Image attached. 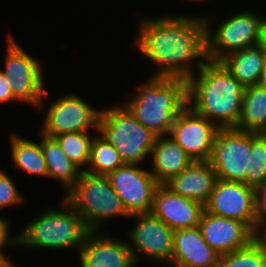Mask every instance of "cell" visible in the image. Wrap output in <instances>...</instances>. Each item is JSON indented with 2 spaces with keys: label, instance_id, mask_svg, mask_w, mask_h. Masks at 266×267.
I'll list each match as a JSON object with an SVG mask.
<instances>
[{
  "label": "cell",
  "instance_id": "52a82bcc",
  "mask_svg": "<svg viewBox=\"0 0 266 267\" xmlns=\"http://www.w3.org/2000/svg\"><path fill=\"white\" fill-rule=\"evenodd\" d=\"M204 20L207 27V56L215 62H220L228 54L259 45L265 22L256 13L244 11L229 17L213 33L209 29V19L205 17Z\"/></svg>",
  "mask_w": 266,
  "mask_h": 267
},
{
  "label": "cell",
  "instance_id": "9c48e42d",
  "mask_svg": "<svg viewBox=\"0 0 266 267\" xmlns=\"http://www.w3.org/2000/svg\"><path fill=\"white\" fill-rule=\"evenodd\" d=\"M251 154V132L219 129L210 162L219 180L245 183Z\"/></svg>",
  "mask_w": 266,
  "mask_h": 267
},
{
  "label": "cell",
  "instance_id": "d4e9b609",
  "mask_svg": "<svg viewBox=\"0 0 266 267\" xmlns=\"http://www.w3.org/2000/svg\"><path fill=\"white\" fill-rule=\"evenodd\" d=\"M125 163L120 157V154L104 137L101 135L94 136L91 144L89 169L84 170L92 175H104L124 165ZM90 170V171H89Z\"/></svg>",
  "mask_w": 266,
  "mask_h": 267
},
{
  "label": "cell",
  "instance_id": "44dd1931",
  "mask_svg": "<svg viewBox=\"0 0 266 267\" xmlns=\"http://www.w3.org/2000/svg\"><path fill=\"white\" fill-rule=\"evenodd\" d=\"M220 62L244 87H248L258 84L266 55L259 44L228 54Z\"/></svg>",
  "mask_w": 266,
  "mask_h": 267
},
{
  "label": "cell",
  "instance_id": "2e32d148",
  "mask_svg": "<svg viewBox=\"0 0 266 267\" xmlns=\"http://www.w3.org/2000/svg\"><path fill=\"white\" fill-rule=\"evenodd\" d=\"M100 231H90L79 248L82 267H133L136 261L128 243Z\"/></svg>",
  "mask_w": 266,
  "mask_h": 267
},
{
  "label": "cell",
  "instance_id": "7402d4cb",
  "mask_svg": "<svg viewBox=\"0 0 266 267\" xmlns=\"http://www.w3.org/2000/svg\"><path fill=\"white\" fill-rule=\"evenodd\" d=\"M41 136V149L46 161L48 177L60 181L67 193L79 179L82 171L66 156L54 138Z\"/></svg>",
  "mask_w": 266,
  "mask_h": 267
},
{
  "label": "cell",
  "instance_id": "83f0119b",
  "mask_svg": "<svg viewBox=\"0 0 266 267\" xmlns=\"http://www.w3.org/2000/svg\"><path fill=\"white\" fill-rule=\"evenodd\" d=\"M266 183V133L251 132V154L245 184L252 188Z\"/></svg>",
  "mask_w": 266,
  "mask_h": 267
},
{
  "label": "cell",
  "instance_id": "5b68a950",
  "mask_svg": "<svg viewBox=\"0 0 266 267\" xmlns=\"http://www.w3.org/2000/svg\"><path fill=\"white\" fill-rule=\"evenodd\" d=\"M64 199L81 215L90 231H100L99 225L108 218L131 217L104 175L82 171Z\"/></svg>",
  "mask_w": 266,
  "mask_h": 267
},
{
  "label": "cell",
  "instance_id": "4316f807",
  "mask_svg": "<svg viewBox=\"0 0 266 267\" xmlns=\"http://www.w3.org/2000/svg\"><path fill=\"white\" fill-rule=\"evenodd\" d=\"M90 131L64 133L53 138L58 142L66 156L81 170V166L89 164L91 144L94 137Z\"/></svg>",
  "mask_w": 266,
  "mask_h": 267
},
{
  "label": "cell",
  "instance_id": "836d02e7",
  "mask_svg": "<svg viewBox=\"0 0 266 267\" xmlns=\"http://www.w3.org/2000/svg\"><path fill=\"white\" fill-rule=\"evenodd\" d=\"M257 85L266 90V64L261 72L260 80Z\"/></svg>",
  "mask_w": 266,
  "mask_h": 267
},
{
  "label": "cell",
  "instance_id": "e0dca14e",
  "mask_svg": "<svg viewBox=\"0 0 266 267\" xmlns=\"http://www.w3.org/2000/svg\"><path fill=\"white\" fill-rule=\"evenodd\" d=\"M205 206L171 192L160 184L154 193L151 213L174 231L198 227Z\"/></svg>",
  "mask_w": 266,
  "mask_h": 267
},
{
  "label": "cell",
  "instance_id": "484cf974",
  "mask_svg": "<svg viewBox=\"0 0 266 267\" xmlns=\"http://www.w3.org/2000/svg\"><path fill=\"white\" fill-rule=\"evenodd\" d=\"M217 267H266V235H259L244 248L220 255Z\"/></svg>",
  "mask_w": 266,
  "mask_h": 267
},
{
  "label": "cell",
  "instance_id": "6da1fadb",
  "mask_svg": "<svg viewBox=\"0 0 266 267\" xmlns=\"http://www.w3.org/2000/svg\"><path fill=\"white\" fill-rule=\"evenodd\" d=\"M135 40L136 48L158 66L152 77L188 80L200 69L207 56V27L204 17L167 16L142 19Z\"/></svg>",
  "mask_w": 266,
  "mask_h": 267
},
{
  "label": "cell",
  "instance_id": "f546056e",
  "mask_svg": "<svg viewBox=\"0 0 266 267\" xmlns=\"http://www.w3.org/2000/svg\"><path fill=\"white\" fill-rule=\"evenodd\" d=\"M255 213L257 217V235H266V183L255 188Z\"/></svg>",
  "mask_w": 266,
  "mask_h": 267
},
{
  "label": "cell",
  "instance_id": "cb8c5ba5",
  "mask_svg": "<svg viewBox=\"0 0 266 267\" xmlns=\"http://www.w3.org/2000/svg\"><path fill=\"white\" fill-rule=\"evenodd\" d=\"M11 156L15 166L23 172L32 175L48 177V170L40 143L26 140L21 136L10 133Z\"/></svg>",
  "mask_w": 266,
  "mask_h": 267
},
{
  "label": "cell",
  "instance_id": "9a60e30c",
  "mask_svg": "<svg viewBox=\"0 0 266 267\" xmlns=\"http://www.w3.org/2000/svg\"><path fill=\"white\" fill-rule=\"evenodd\" d=\"M198 227L204 240L219 255L244 248L258 237L246 223L213 215L206 210Z\"/></svg>",
  "mask_w": 266,
  "mask_h": 267
},
{
  "label": "cell",
  "instance_id": "277c9868",
  "mask_svg": "<svg viewBox=\"0 0 266 267\" xmlns=\"http://www.w3.org/2000/svg\"><path fill=\"white\" fill-rule=\"evenodd\" d=\"M60 211L46 208L19 235V246L64 249L81 247L90 229L81 215L64 199Z\"/></svg>",
  "mask_w": 266,
  "mask_h": 267
},
{
  "label": "cell",
  "instance_id": "d6986e66",
  "mask_svg": "<svg viewBox=\"0 0 266 267\" xmlns=\"http://www.w3.org/2000/svg\"><path fill=\"white\" fill-rule=\"evenodd\" d=\"M219 258L204 240L199 227L174 231L172 267H217Z\"/></svg>",
  "mask_w": 266,
  "mask_h": 267
},
{
  "label": "cell",
  "instance_id": "30bf717a",
  "mask_svg": "<svg viewBox=\"0 0 266 267\" xmlns=\"http://www.w3.org/2000/svg\"><path fill=\"white\" fill-rule=\"evenodd\" d=\"M101 110L91 108L81 97L74 94L61 96L51 102L39 135L53 138L64 133L89 131L98 132Z\"/></svg>",
  "mask_w": 266,
  "mask_h": 267
},
{
  "label": "cell",
  "instance_id": "ac0fdd59",
  "mask_svg": "<svg viewBox=\"0 0 266 267\" xmlns=\"http://www.w3.org/2000/svg\"><path fill=\"white\" fill-rule=\"evenodd\" d=\"M217 180V174L209 160H196L181 174L170 178L163 185L171 192L205 206Z\"/></svg>",
  "mask_w": 266,
  "mask_h": 267
},
{
  "label": "cell",
  "instance_id": "ba28073f",
  "mask_svg": "<svg viewBox=\"0 0 266 267\" xmlns=\"http://www.w3.org/2000/svg\"><path fill=\"white\" fill-rule=\"evenodd\" d=\"M5 70H1L17 101L41 107L47 91L44 89L43 70L39 60L30 56L14 38L8 37ZM40 106V107H39Z\"/></svg>",
  "mask_w": 266,
  "mask_h": 267
},
{
  "label": "cell",
  "instance_id": "5bb4252c",
  "mask_svg": "<svg viewBox=\"0 0 266 267\" xmlns=\"http://www.w3.org/2000/svg\"><path fill=\"white\" fill-rule=\"evenodd\" d=\"M219 128L188 105L175 118L170 136L194 160H210Z\"/></svg>",
  "mask_w": 266,
  "mask_h": 267
},
{
  "label": "cell",
  "instance_id": "f1b7e54d",
  "mask_svg": "<svg viewBox=\"0 0 266 267\" xmlns=\"http://www.w3.org/2000/svg\"><path fill=\"white\" fill-rule=\"evenodd\" d=\"M23 197L12 179L0 169V208L23 203Z\"/></svg>",
  "mask_w": 266,
  "mask_h": 267
},
{
  "label": "cell",
  "instance_id": "603a6c76",
  "mask_svg": "<svg viewBox=\"0 0 266 267\" xmlns=\"http://www.w3.org/2000/svg\"><path fill=\"white\" fill-rule=\"evenodd\" d=\"M236 129L266 133V90L258 85L245 87L241 117Z\"/></svg>",
  "mask_w": 266,
  "mask_h": 267
},
{
  "label": "cell",
  "instance_id": "7a4b0ae2",
  "mask_svg": "<svg viewBox=\"0 0 266 267\" xmlns=\"http://www.w3.org/2000/svg\"><path fill=\"white\" fill-rule=\"evenodd\" d=\"M244 91L221 62L208 60L198 69V76L194 73L187 80V105L219 129L236 128Z\"/></svg>",
  "mask_w": 266,
  "mask_h": 267
},
{
  "label": "cell",
  "instance_id": "d6a6232c",
  "mask_svg": "<svg viewBox=\"0 0 266 267\" xmlns=\"http://www.w3.org/2000/svg\"><path fill=\"white\" fill-rule=\"evenodd\" d=\"M0 248V267H16L14 264L3 254Z\"/></svg>",
  "mask_w": 266,
  "mask_h": 267
},
{
  "label": "cell",
  "instance_id": "1f68e13d",
  "mask_svg": "<svg viewBox=\"0 0 266 267\" xmlns=\"http://www.w3.org/2000/svg\"><path fill=\"white\" fill-rule=\"evenodd\" d=\"M14 100L17 101L12 95V91L5 78V75L0 70V103L14 101Z\"/></svg>",
  "mask_w": 266,
  "mask_h": 267
},
{
  "label": "cell",
  "instance_id": "3957f363",
  "mask_svg": "<svg viewBox=\"0 0 266 267\" xmlns=\"http://www.w3.org/2000/svg\"><path fill=\"white\" fill-rule=\"evenodd\" d=\"M124 105L157 136L170 135L175 118L187 106V81L151 77Z\"/></svg>",
  "mask_w": 266,
  "mask_h": 267
},
{
  "label": "cell",
  "instance_id": "8992f818",
  "mask_svg": "<svg viewBox=\"0 0 266 267\" xmlns=\"http://www.w3.org/2000/svg\"><path fill=\"white\" fill-rule=\"evenodd\" d=\"M98 133L115 147L123 162L128 164H138L150 155L157 138L124 104L101 109Z\"/></svg>",
  "mask_w": 266,
  "mask_h": 267
},
{
  "label": "cell",
  "instance_id": "7c38bea8",
  "mask_svg": "<svg viewBox=\"0 0 266 267\" xmlns=\"http://www.w3.org/2000/svg\"><path fill=\"white\" fill-rule=\"evenodd\" d=\"M130 218L137 221V225L128 232L129 244L136 263L141 260L139 254L157 262L170 264L173 255L174 230L151 212L135 214Z\"/></svg>",
  "mask_w": 266,
  "mask_h": 267
},
{
  "label": "cell",
  "instance_id": "e575fe53",
  "mask_svg": "<svg viewBox=\"0 0 266 267\" xmlns=\"http://www.w3.org/2000/svg\"><path fill=\"white\" fill-rule=\"evenodd\" d=\"M260 45L262 46V48L265 52V55H266V19H265L263 29H262V36H261Z\"/></svg>",
  "mask_w": 266,
  "mask_h": 267
},
{
  "label": "cell",
  "instance_id": "4fadbf2b",
  "mask_svg": "<svg viewBox=\"0 0 266 267\" xmlns=\"http://www.w3.org/2000/svg\"><path fill=\"white\" fill-rule=\"evenodd\" d=\"M205 210L246 223L257 234L255 189L242 182L217 180Z\"/></svg>",
  "mask_w": 266,
  "mask_h": 267
},
{
  "label": "cell",
  "instance_id": "8fae6325",
  "mask_svg": "<svg viewBox=\"0 0 266 267\" xmlns=\"http://www.w3.org/2000/svg\"><path fill=\"white\" fill-rule=\"evenodd\" d=\"M107 177L130 216L151 212L154 193L160 184L150 171L125 163Z\"/></svg>",
  "mask_w": 266,
  "mask_h": 267
},
{
  "label": "cell",
  "instance_id": "4dcf8cb0",
  "mask_svg": "<svg viewBox=\"0 0 266 267\" xmlns=\"http://www.w3.org/2000/svg\"><path fill=\"white\" fill-rule=\"evenodd\" d=\"M9 223L7 219L0 218V248L3 246H13L19 245V234L17 236H9L8 229Z\"/></svg>",
  "mask_w": 266,
  "mask_h": 267
},
{
  "label": "cell",
  "instance_id": "ffe728a7",
  "mask_svg": "<svg viewBox=\"0 0 266 267\" xmlns=\"http://www.w3.org/2000/svg\"><path fill=\"white\" fill-rule=\"evenodd\" d=\"M151 174L159 184L181 174L194 160L173 139V137L157 136L151 151Z\"/></svg>",
  "mask_w": 266,
  "mask_h": 267
}]
</instances>
